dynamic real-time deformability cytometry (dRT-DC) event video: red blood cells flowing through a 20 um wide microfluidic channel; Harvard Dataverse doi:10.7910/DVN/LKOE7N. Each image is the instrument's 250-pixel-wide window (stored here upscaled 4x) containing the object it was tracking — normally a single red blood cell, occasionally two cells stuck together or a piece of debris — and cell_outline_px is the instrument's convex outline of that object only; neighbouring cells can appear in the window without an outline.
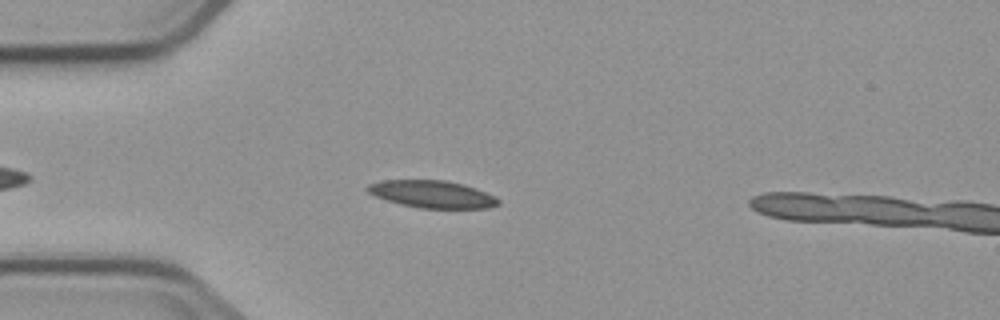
{"species": "common noctule bat (a hibernating species)", "species_latin": "Nyctalus noctula", "temperature_condition": "cold", "stored_images_in_passage": 4, "camera_frame_rate_fps": 3000, "um_per_image_px": 0.085, "animal": {"sex": "male", "body_mass_g": 23.1, "forearm_length_mm": 52.7}, "frame": {"image": 1, "passage_image": 3, "time_ms": 3.333, "image_size_px": [1000, 320], "cell_outline_px": [[500, 204], [488, 208], [420, 208], [400, 204], [376, 196], [368, 192], [364, 188], [368, 184], [384, 180], [444, 180], [464, 184], [476, 188], [496, 196], [500, 200]], "centroid_in_image_um": [36.76, 16.5], "position_along_channel_um": 48.2, "area_um2": 20.87}}